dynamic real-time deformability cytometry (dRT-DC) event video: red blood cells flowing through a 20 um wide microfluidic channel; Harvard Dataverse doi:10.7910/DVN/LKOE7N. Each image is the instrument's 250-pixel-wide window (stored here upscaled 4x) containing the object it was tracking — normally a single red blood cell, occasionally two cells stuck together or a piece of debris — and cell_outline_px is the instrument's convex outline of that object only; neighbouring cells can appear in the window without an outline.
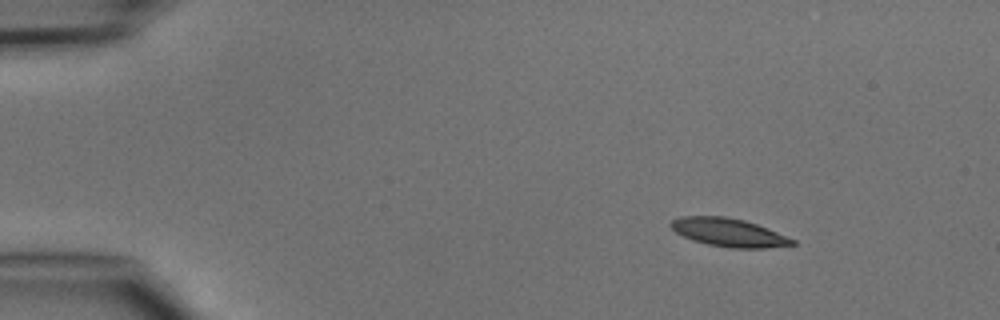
{"species": "common noctule bat (a hibernating species)", "species_latin": "Nyctalus noctula", "temperature_condition": "cold", "stored_images_in_passage": 3, "camera_frame_rate_fps": 3000, "um_per_image_px": 0.085, "animal": {"sex": "male", "body_mass_g": 15.6}, "frame": {"image": 1, "passage_image": 1, "time_ms": 0.0, "image_size_px": [1000, 320], "cell_outline_px": [[796, 244], [764, 248], [732, 248], [708, 244], [692, 240], [676, 232], [668, 224], [672, 220], [680, 216], [724, 216], [744, 220], [756, 224], [796, 240]], "centroid_in_image_um": [61.91, 19.75], "position_along_channel_um": 23.1, "area_um2": 19.83}}